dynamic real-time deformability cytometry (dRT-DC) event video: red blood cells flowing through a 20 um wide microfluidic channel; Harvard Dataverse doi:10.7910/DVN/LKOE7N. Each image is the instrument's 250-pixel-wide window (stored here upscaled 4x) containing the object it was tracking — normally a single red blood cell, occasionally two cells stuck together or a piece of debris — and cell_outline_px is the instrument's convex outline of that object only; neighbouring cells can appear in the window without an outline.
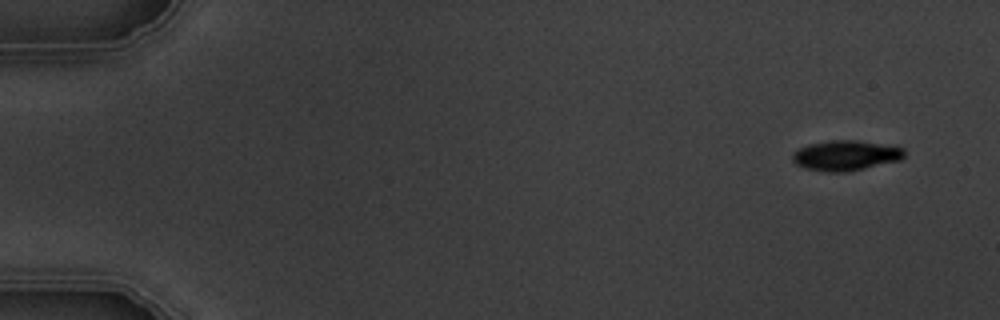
{"species": "common noctule bat (a hibernating species)", "species_latin": "Nyctalus noctula", "temperature_condition": "warm", "stored_images_in_passage": 6, "segment_of_instrument_passage": [1, 2], "camera_frame_rate_fps": 3000, "um_per_image_px": 0.085, "animal": {"sex": "male", "body_mass_g": 19.5, "forearm_length_mm": 54.6}, "frame": {"image": 1, "passage_image": 1, "time_ms": 0.0, "image_size_px": [1000, 320], "cell_outline_px": [[904, 156], [900, 160], [864, 168], [844, 172], [824, 172], [804, 168], [796, 164], [792, 160], [792, 152], [800, 148], [812, 144], [832, 140], [856, 140], [896, 144], [904, 148]], "centroid_in_image_um": [71.93, 13.2], "position_along_channel_um": 13.1, "area_um2": 19.88}}